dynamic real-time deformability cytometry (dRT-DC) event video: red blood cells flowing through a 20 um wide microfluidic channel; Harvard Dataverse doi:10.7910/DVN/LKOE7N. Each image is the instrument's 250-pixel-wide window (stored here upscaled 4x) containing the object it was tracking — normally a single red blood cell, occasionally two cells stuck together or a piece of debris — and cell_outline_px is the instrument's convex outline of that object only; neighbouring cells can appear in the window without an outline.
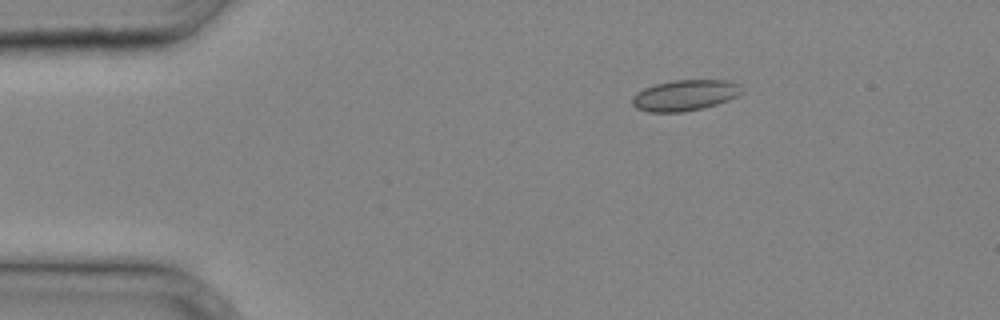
{"species": "common noctule bat (a hibernating species)", "species_latin": "Nyctalus noctula", "temperature_condition": "cold", "stored_images_in_passage": 23, "camera_frame_rate_fps": 3000, "um_per_image_px": 0.085, "animal": {"sex": "male", "body_mass_g": 20.4}, "frame": {"image": 1, "passage_image": 2, "time_ms": 0.333, "image_size_px": [1000, 320], "cell_outline_px": [[744, 92], [740, 96], [704, 108], [684, 112], [648, 112], [636, 108], [632, 104], [632, 96], [636, 92], [644, 88], [656, 84], [676, 80], [728, 80], [740, 84]], "centroid_in_image_um": [58.25, 8.1], "position_along_channel_um": 26.8, "area_um2": 19.94}}
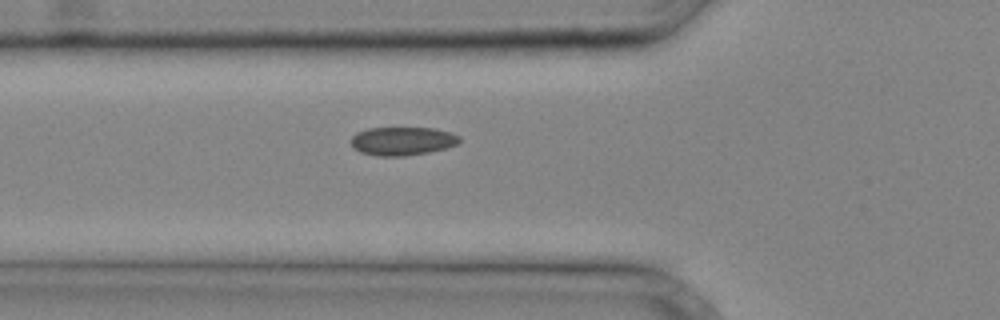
{"frame": {"image": 2, "passage_image": 9, "time_ms": 2.667, "image_size_px": [1000, 320], "cell_outline_px": [[460, 140], [456, 144], [448, 148], [428, 152], [404, 156], [376, 156], [360, 152], [352, 148], [352, 136], [356, 132], [368, 128], [436, 128], [460, 136]], "centroid_in_image_um": [34.18, 11.99], "position_along_channel_um": 91.6, "area_um2": 18.03}}
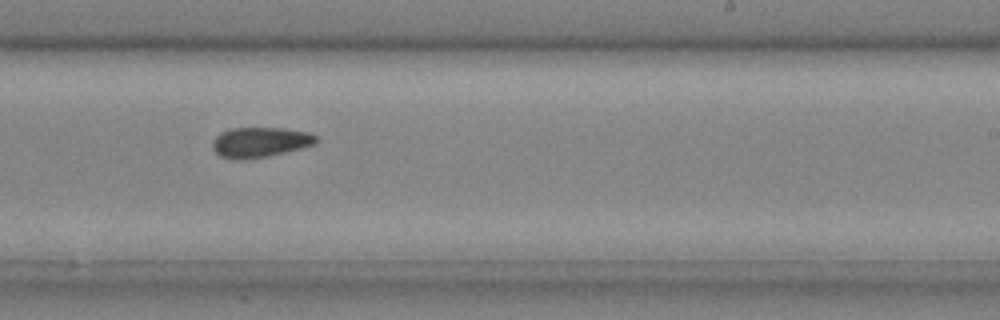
{"frame": {"image": 3, "passage_image": 19, "time_ms": 6.0, "image_size_px": [1000, 320], "cell_outline_px": [[320, 140], [316, 144], [268, 156], [244, 160], [236, 160], [220, 156], [212, 148], [212, 140], [220, 132], [228, 128], [284, 128], [308, 132], [316, 136]], "centroid_in_image_um": [22.09, 12.08], "position_along_channel_um": 266.9, "area_um2": 18.38}}